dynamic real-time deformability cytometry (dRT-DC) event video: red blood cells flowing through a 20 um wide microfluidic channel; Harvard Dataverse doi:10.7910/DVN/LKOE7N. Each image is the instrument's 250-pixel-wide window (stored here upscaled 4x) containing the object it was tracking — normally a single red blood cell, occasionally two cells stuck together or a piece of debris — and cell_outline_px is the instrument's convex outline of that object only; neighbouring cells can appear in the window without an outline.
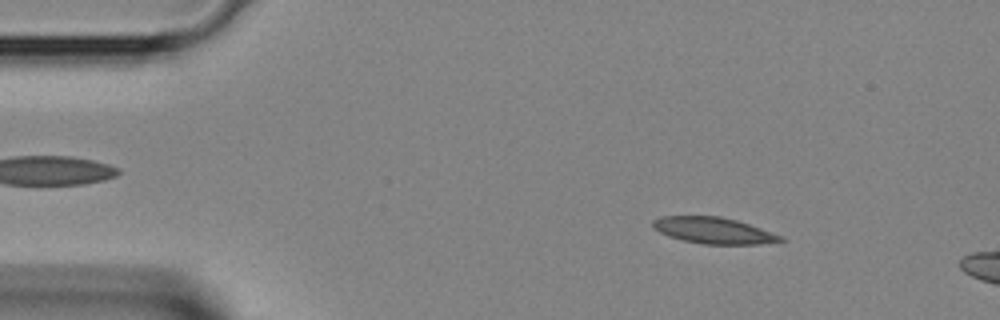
{"species": "Egyptian fruit bat (a non-hibernating species)", "species_latin": "Rousettus aegyptiacus", "temperature_condition": "room temperature", "stored_images_in_passage": 6, "segment_of_instrument_passage": [1, 2], "camera_frame_rate_fps": 3000, "um_per_image_px": 0.085, "animal": {"sex": "female"}, "frame": {"image": 1, "passage_image": 2, "time_ms": 0.333, "image_size_px": [1000, 320], "cell_outline_px": [[788, 240], [760, 244], [704, 244], [684, 240], [668, 236], [652, 228], [652, 220], [660, 216], [720, 216], [736, 220], [784, 236]], "centroid_in_image_um": [60.66, 19.59], "position_along_channel_um": 24.3, "area_um2": 19.59}}
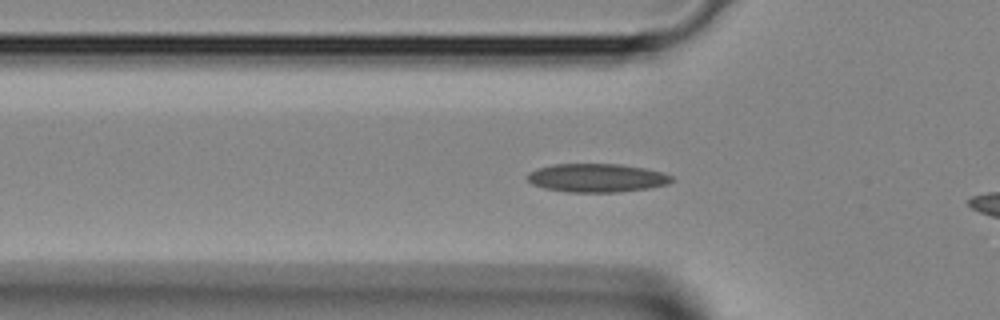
{"frame": {"image": 2, "passage_image": 5, "time_ms": 1.333, "image_size_px": [1000, 320], "cell_outline_px": [[672, 180], [668, 184], [648, 188], [620, 192], [568, 192], [544, 188], [532, 184], [524, 176], [528, 172], [536, 168], [552, 164], [620, 164], [644, 168], [660, 172], [672, 176]], "centroid_in_image_um": [50.66, 15.12], "position_along_channel_um": 75.1, "area_um2": 24.04}}